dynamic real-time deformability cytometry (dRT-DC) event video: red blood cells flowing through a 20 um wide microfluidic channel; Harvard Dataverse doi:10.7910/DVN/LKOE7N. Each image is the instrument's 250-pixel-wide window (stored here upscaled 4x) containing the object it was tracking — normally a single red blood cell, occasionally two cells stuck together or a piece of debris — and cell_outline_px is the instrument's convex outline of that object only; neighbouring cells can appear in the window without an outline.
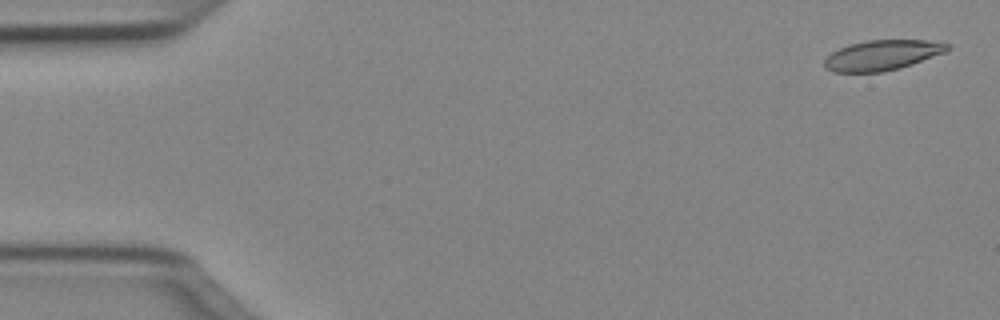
{"species": "Egyptian fruit bat (a non-hibernating species)", "species_latin": "Rousettus aegyptiacus", "temperature_condition": "cold", "stored_images_in_passage": 13, "camera_frame_rate_fps": 3000, "um_per_image_px": 0.085, "animal": {"sex": "female"}, "frame": {"image": 1, "passage_image": 2, "time_ms": 0.333, "image_size_px": [1000, 320], "cell_outline_px": [[952, 48], [944, 52], [912, 64], [900, 68], [884, 72], [832, 72], [824, 68], [824, 60], [832, 52], [848, 44], [868, 40], [928, 40], [948, 44]], "centroid_in_image_um": [74.96, 4.69], "position_along_channel_um": 10.0, "area_um2": 21.62}}